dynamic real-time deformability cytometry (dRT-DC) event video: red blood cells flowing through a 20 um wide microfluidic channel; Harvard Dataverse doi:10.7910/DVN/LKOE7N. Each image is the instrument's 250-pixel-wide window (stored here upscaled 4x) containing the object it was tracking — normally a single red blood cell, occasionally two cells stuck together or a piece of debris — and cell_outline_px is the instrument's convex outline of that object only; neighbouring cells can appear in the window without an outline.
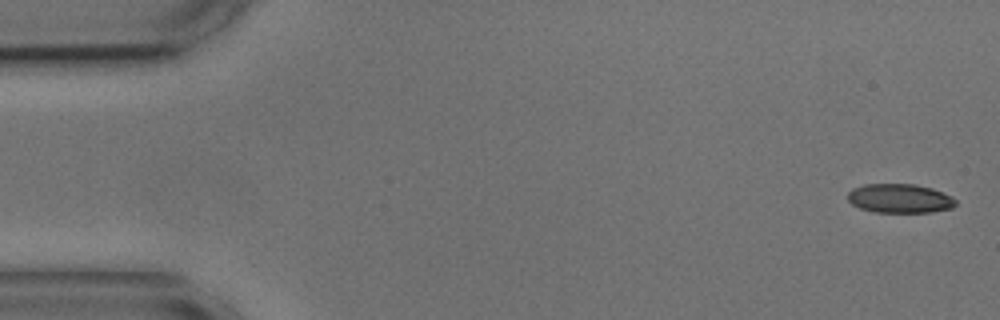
{"species": "common noctule bat (a hibernating species)", "species_latin": "Nyctalus noctula", "temperature_condition": "cold", "stored_images_in_passage": 6, "camera_frame_rate_fps": 3000, "um_per_image_px": 0.085, "animal": {"sex": "male", "body_mass_g": 17.9, "forearm_length_mm": 54.2}, "frame": {"image": 1, "passage_image": 1, "time_ms": 0.0, "image_size_px": [1000, 320], "cell_outline_px": [[956, 204], [952, 208], [932, 212], [876, 212], [860, 208], [852, 204], [848, 200], [848, 192], [852, 188], [864, 184], [916, 184], [932, 188], [952, 196], [956, 200]], "centroid_in_image_um": [76.49, 16.86], "position_along_channel_um": 8.5, "area_um2": 18.38}}